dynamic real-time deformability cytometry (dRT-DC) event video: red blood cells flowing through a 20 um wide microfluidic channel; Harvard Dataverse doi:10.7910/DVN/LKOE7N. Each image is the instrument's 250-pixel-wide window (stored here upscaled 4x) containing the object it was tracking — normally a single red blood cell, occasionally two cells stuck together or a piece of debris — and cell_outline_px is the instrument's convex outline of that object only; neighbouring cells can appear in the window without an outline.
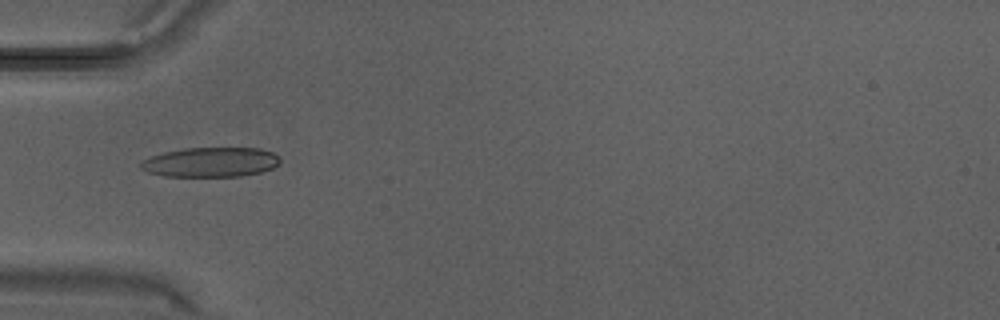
{"species": "Egyptian fruit bat (a non-hibernating species)", "species_latin": "Rousettus aegyptiacus", "temperature_condition": "warm", "stored_images_in_passage": 26, "camera_frame_rate_fps": 3000, "um_per_image_px": 0.085, "animal": {"sex": "male"}, "frame": {"image": 1, "passage_image": 5, "time_ms": 1.333, "image_size_px": [1000, 320], "cell_outline_px": [[280, 164], [272, 168], [260, 172], [240, 176], [164, 176], [148, 172], [140, 168], [140, 160], [164, 152], [184, 148], [260, 148], [272, 152], [280, 156]], "centroid_in_image_um": [17.91, 13.78], "position_along_channel_um": 67.1, "area_um2": 24.16}}
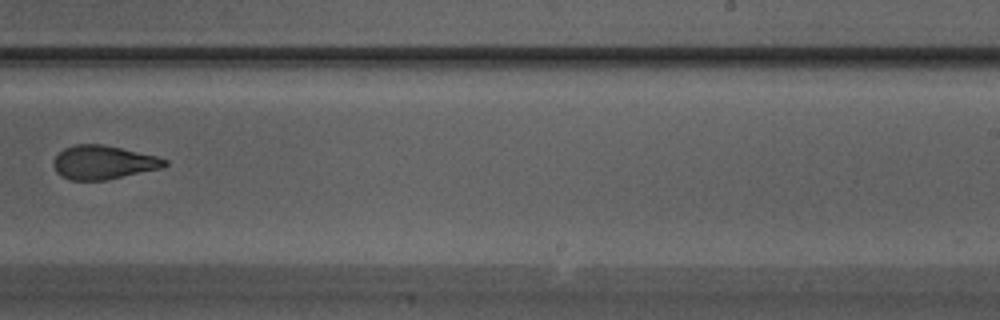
{"frame": {"image": 2, "passage_image": 15, "time_ms": 4.667, "image_size_px": [1000, 320], "cell_outline_px": [[168, 164], [164, 168], [108, 180], [72, 180], [60, 176], [56, 172], [52, 164], [52, 160], [64, 148], [76, 144], [100, 144], [120, 148], [156, 156], [168, 160]], "centroid_in_image_um": [8.78, 13.82], "position_along_channel_um": 280.2, "area_um2": 22.02}}
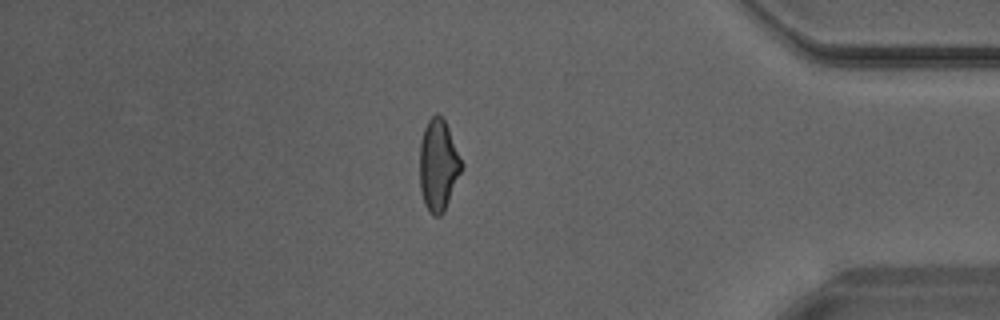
{"frame": {"image": 3, "passage_image": 22, "time_ms": 7.0, "image_size_px": [1000, 320], "cell_outline_px": [[464, 164], [444, 212], [440, 216], [432, 216], [428, 212], [424, 204], [420, 188], [420, 140], [424, 128], [428, 120], [436, 112], [444, 120], [448, 128]], "centroid_in_image_um": [37.25, 14.06], "position_along_channel_um": 398.0, "area_um2": 22.37}}